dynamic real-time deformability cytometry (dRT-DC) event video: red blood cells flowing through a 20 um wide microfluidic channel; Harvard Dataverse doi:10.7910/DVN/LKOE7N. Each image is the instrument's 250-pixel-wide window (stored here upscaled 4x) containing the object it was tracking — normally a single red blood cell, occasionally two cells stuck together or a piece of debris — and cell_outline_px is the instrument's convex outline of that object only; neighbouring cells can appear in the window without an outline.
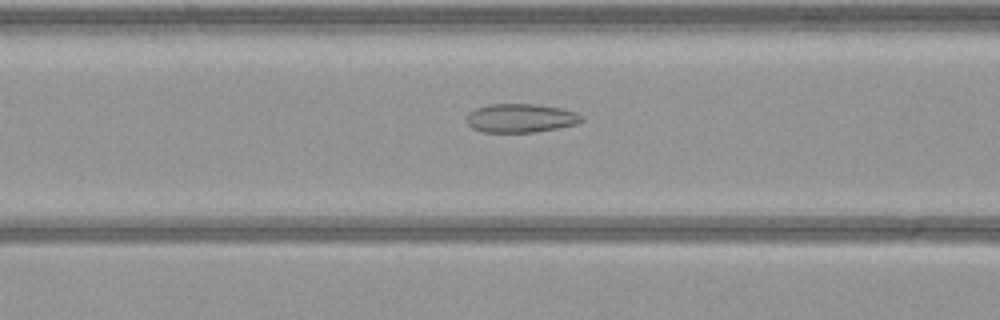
{"species": "common noctule bat (a hibernating species)", "species_latin": "Nyctalus noctula", "temperature_condition": "warm", "stored_images_in_passage": 53, "camera_frame_rate_fps": 3000, "um_per_image_px": 0.085, "animal": {"sex": "female", "body_mass_g": 21.9}, "frame": {"image": 1, "passage_image": 21, "time_ms": 6.667, "image_size_px": [1000, 320], "cell_outline_px": [[584, 120], [576, 124], [536, 132], [484, 132], [472, 128], [468, 124], [468, 112], [476, 108], [488, 104], [536, 104], [560, 108], [576, 112]], "centroid_in_image_um": [44.24, 10.03], "position_along_channel_um": 122.4, "area_um2": 19.13}}
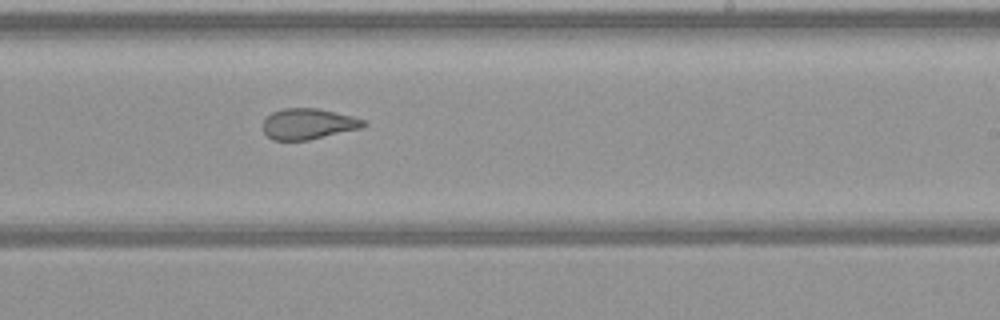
{"frame": {"image": 2, "passage_image": 32, "time_ms": 10.333, "image_size_px": [1000, 320], "cell_outline_px": [[368, 124], [360, 128], [308, 140], [272, 140], [264, 132], [264, 120], [272, 112], [284, 108], [316, 108], [352, 116], [364, 120]], "centroid_in_image_um": [26.19, 10.53], "position_along_channel_um": 262.8, "area_um2": 17.8}}
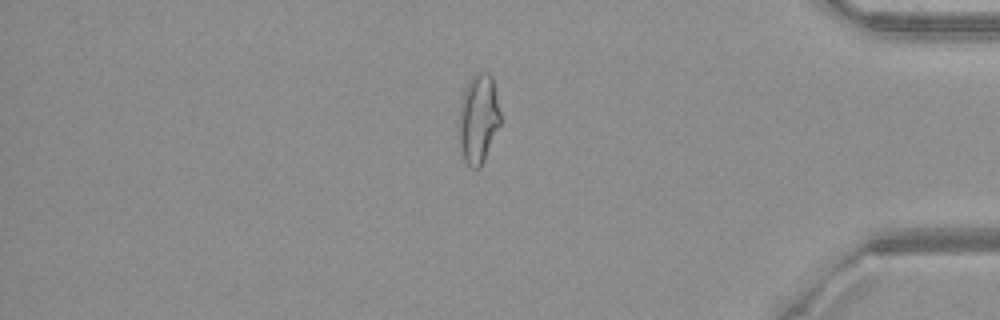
{"frame": {"image": 3, "passage_image": 45, "time_ms": 14.667, "image_size_px": [1000, 320], "cell_outline_px": [[500, 124], [484, 160], [480, 168], [472, 168], [464, 160], [460, 152], [456, 132], [456, 128], [460, 100], [468, 80], [476, 72], [488, 72], [492, 76], [500, 112]], "centroid_in_image_um": [40.6, 10.1], "position_along_channel_um": 394.6, "area_um2": 22.25}}